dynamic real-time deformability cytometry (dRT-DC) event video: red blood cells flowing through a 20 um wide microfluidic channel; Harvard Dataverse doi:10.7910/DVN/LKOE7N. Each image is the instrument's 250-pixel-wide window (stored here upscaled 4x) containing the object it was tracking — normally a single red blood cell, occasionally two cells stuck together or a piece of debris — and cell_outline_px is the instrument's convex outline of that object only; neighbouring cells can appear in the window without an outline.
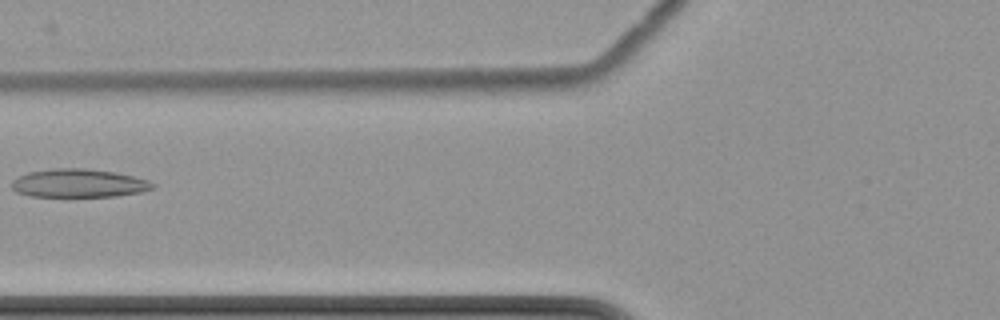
{"species": "common noctule bat (a hibernating species)", "species_latin": "Nyctalus noctula", "temperature_condition": "cold", "stored_images_in_passage": 9, "camera_frame_rate_fps": 3000, "um_per_image_px": 0.085, "animal": {"sex": "female", "body_mass_g": 22.7, "forearm_length_mm": 54.2}, "frame": {"image": 1, "passage_image": 7, "time_ms": 8.333, "image_size_px": [1000, 320], "cell_outline_px": [[156, 188], [140, 192], [116, 196], [28, 196], [16, 192], [12, 188], [12, 180], [28, 172], [56, 168], [84, 168], [116, 172], [148, 180], [156, 184]], "centroid_in_image_um": [6.71, 15.57], "position_along_channel_um": 119.1, "area_um2": 23.29}}
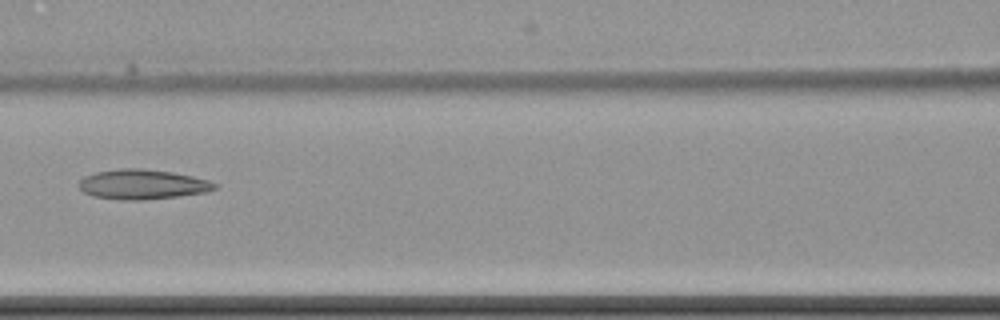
{"frame": {"image": 2, "passage_image": 8, "time_ms": 9.333, "image_size_px": [1000, 320], "cell_outline_px": [[220, 188], [208, 192], [180, 196], [144, 200], [124, 200], [92, 196], [84, 192], [80, 188], [80, 180], [84, 176], [96, 172], [124, 168], [140, 168], [172, 172], [192, 176], [208, 180], [220, 184]], "centroid_in_image_um": [12.18, 15.68], "position_along_channel_um": 154.4, "area_um2": 23.76}}
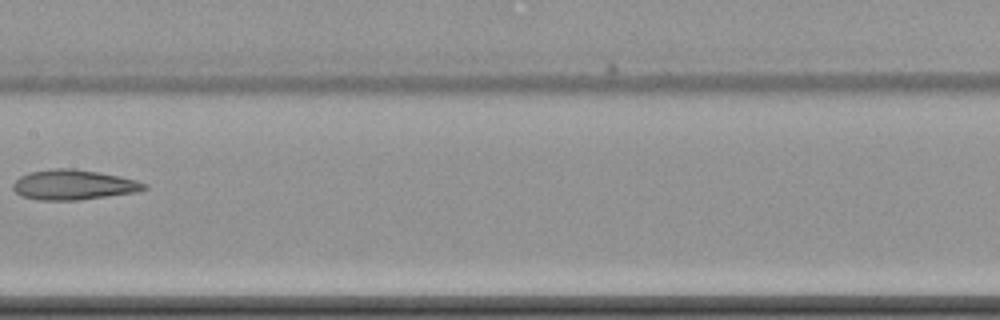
{"frame": {"image": 3, "passage_image": 9, "time_ms": 10.667, "image_size_px": [1000, 320], "cell_outline_px": [[148, 188], [136, 192], [108, 196], [76, 200], [40, 200], [20, 196], [12, 188], [12, 184], [20, 176], [28, 172], [56, 168], [72, 168], [120, 176], [136, 180], [148, 184]], "centroid_in_image_um": [6.23, 15.71], "position_along_channel_um": 201.2, "area_um2": 22.95}}